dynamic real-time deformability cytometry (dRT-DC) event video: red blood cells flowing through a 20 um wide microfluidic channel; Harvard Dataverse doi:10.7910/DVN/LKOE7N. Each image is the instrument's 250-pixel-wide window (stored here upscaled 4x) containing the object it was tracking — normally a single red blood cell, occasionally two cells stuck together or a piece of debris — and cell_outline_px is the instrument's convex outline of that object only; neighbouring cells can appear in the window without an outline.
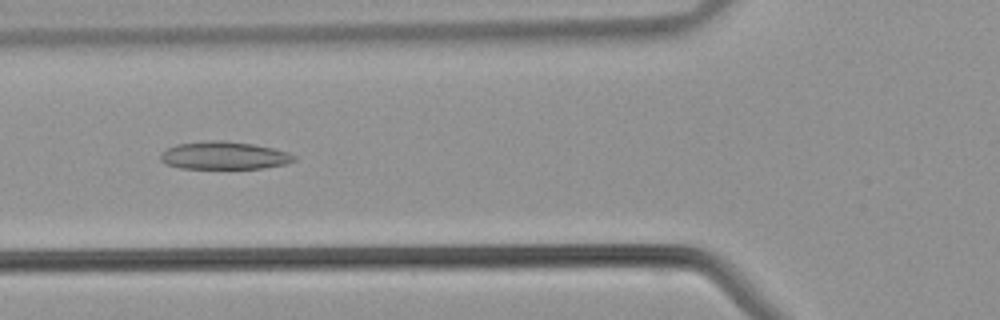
{"species": "common noctule bat (a hibernating species)", "species_latin": "Nyctalus noctula", "temperature_condition": "warm", "stored_images_in_passage": 41, "camera_frame_rate_fps": 3000, "um_per_image_px": 0.085, "animal": {"sex": "male", "body_mass_g": 21.5, "forearm_length_mm": 52.0}, "frame": {"image": 1, "passage_image": 15, "time_ms": 4.667, "image_size_px": [1000, 320], "cell_outline_px": [[296, 160], [284, 164], [264, 168], [180, 168], [168, 164], [160, 160], [160, 152], [176, 144], [204, 140], [224, 140], [252, 144], [272, 148], [288, 152], [296, 156]], "centroid_in_image_um": [19.03, 13.21], "position_along_channel_um": 106.8, "area_um2": 21.62}}
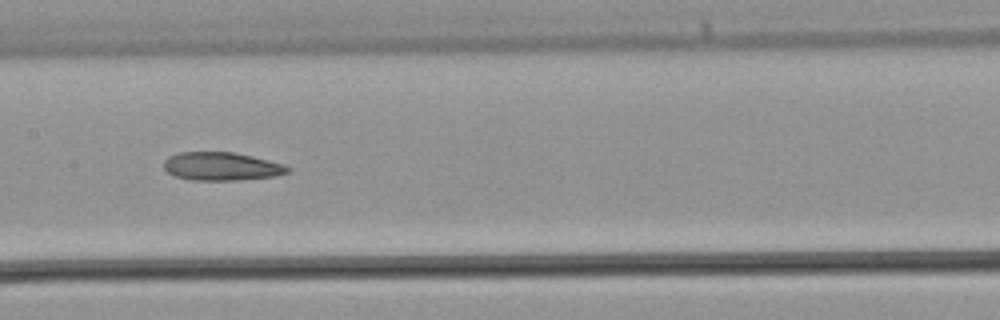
{"frame": {"image": 2, "passage_image": 20, "time_ms": 6.333, "image_size_px": [1000, 320], "cell_outline_px": [[292, 168], [288, 172], [276, 176], [240, 180], [192, 180], [176, 176], [168, 172], [164, 168], [164, 160], [168, 156], [180, 152], [232, 152], [252, 156], [284, 164]], "centroid_in_image_um": [18.84, 14.14], "position_along_channel_um": 188.6, "area_um2": 20.4}}
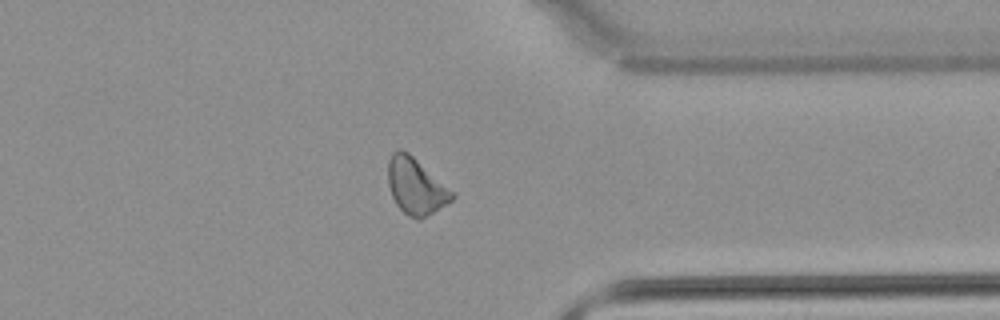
{"frame": {"image": 3, "passage_image": 32, "time_ms": 10.333, "image_size_px": [1000, 320], "cell_outline_px": [[456, 196], [448, 204], [420, 220], [408, 216], [396, 204], [392, 196], [388, 184], [388, 160], [392, 152], [396, 148], [400, 148], [408, 152], [456, 192]], "centroid_in_image_um": [35.37, 15.82], "position_along_channel_um": 376.0, "area_um2": 21.39}}